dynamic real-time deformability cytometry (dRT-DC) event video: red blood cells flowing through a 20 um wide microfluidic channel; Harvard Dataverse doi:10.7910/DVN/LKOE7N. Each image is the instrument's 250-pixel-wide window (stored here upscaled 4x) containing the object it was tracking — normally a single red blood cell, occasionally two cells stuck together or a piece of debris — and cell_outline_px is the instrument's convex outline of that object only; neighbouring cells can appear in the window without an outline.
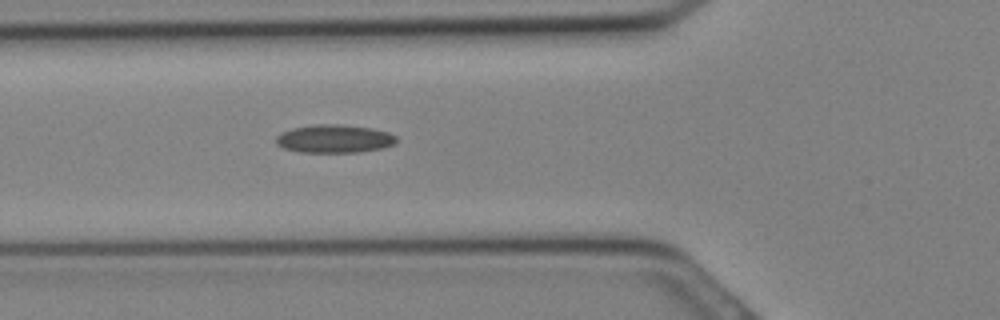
{"species": "Egyptian fruit bat (a non-hibernating species)", "species_latin": "Rousettus aegyptiacus", "temperature_condition": "cold", "stored_images_in_passage": 20, "camera_frame_rate_fps": 3000, "um_per_image_px": 0.085, "animal": {"sex": "female"}, "frame": {"image": 1, "passage_image": 3, "time_ms": 0.667, "image_size_px": [1000, 320], "cell_outline_px": [[396, 144], [380, 148], [356, 152], [300, 152], [284, 148], [276, 144], [276, 136], [280, 132], [292, 128], [316, 124], [340, 124], [372, 128], [388, 132], [396, 136]], "centroid_in_image_um": [28.39, 11.78], "position_along_channel_um": 97.4, "area_um2": 19.77}}
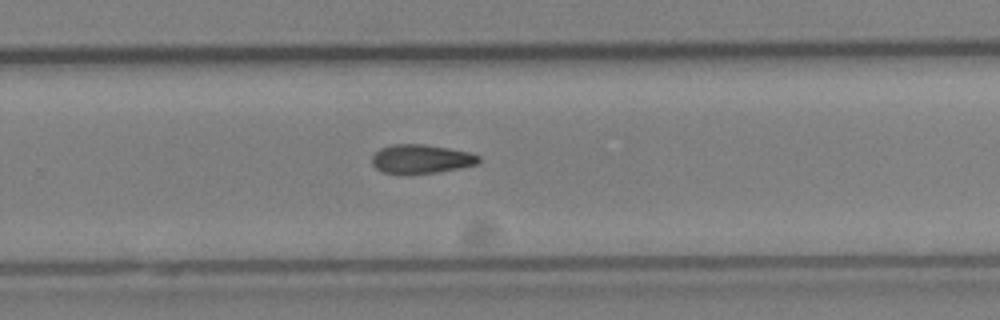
{"frame": {"image": 2, "passage_image": 12, "time_ms": 3.667, "image_size_px": [1000, 320], "cell_outline_px": [[480, 160], [476, 164], [460, 168], [440, 172], [384, 172], [376, 168], [372, 164], [372, 156], [380, 148], [392, 144], [424, 144], [448, 148], [468, 152], [480, 156]], "centroid_in_image_um": [35.81, 13.48], "position_along_channel_um": 294.0, "area_um2": 17.57}}
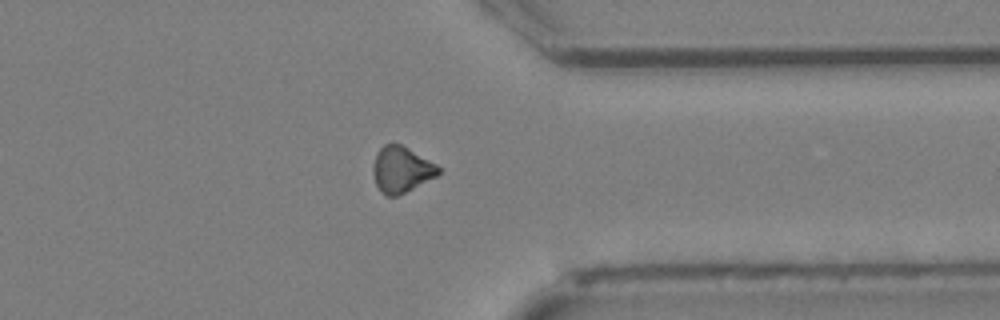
{"frame": {"image": 3, "passage_image": 16, "time_ms": 5.0, "image_size_px": [1000, 320], "cell_outline_px": [[440, 172], [436, 176], [396, 196], [388, 196], [376, 184], [372, 172], [372, 168], [376, 152], [384, 144], [400, 144], [408, 148], [436, 164], [440, 168]], "centroid_in_image_um": [34.09, 14.38], "position_along_channel_um": 377.3, "area_um2": 17.11}}